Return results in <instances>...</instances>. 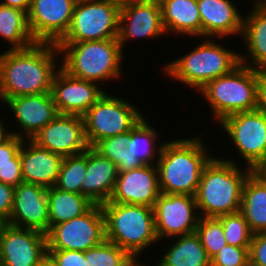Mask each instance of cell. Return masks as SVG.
<instances>
[{"label":"cell","mask_w":266,"mask_h":266,"mask_svg":"<svg viewBox=\"0 0 266 266\" xmlns=\"http://www.w3.org/2000/svg\"><path fill=\"white\" fill-rule=\"evenodd\" d=\"M59 54L57 45L48 42L1 53L0 101L51 92L54 76L61 68L56 59Z\"/></svg>","instance_id":"obj_1"},{"label":"cell","mask_w":266,"mask_h":266,"mask_svg":"<svg viewBox=\"0 0 266 266\" xmlns=\"http://www.w3.org/2000/svg\"><path fill=\"white\" fill-rule=\"evenodd\" d=\"M199 136L165 141L156 164L161 193L195 196L202 172L213 158Z\"/></svg>","instance_id":"obj_2"},{"label":"cell","mask_w":266,"mask_h":266,"mask_svg":"<svg viewBox=\"0 0 266 266\" xmlns=\"http://www.w3.org/2000/svg\"><path fill=\"white\" fill-rule=\"evenodd\" d=\"M226 157H213L200 177L195 200L200 217H219L240 211L243 186L253 172ZM202 214V215H201Z\"/></svg>","instance_id":"obj_3"},{"label":"cell","mask_w":266,"mask_h":266,"mask_svg":"<svg viewBox=\"0 0 266 266\" xmlns=\"http://www.w3.org/2000/svg\"><path fill=\"white\" fill-rule=\"evenodd\" d=\"M56 45L59 57H62L60 66L70 76L100 85L124 77L122 61L125 53L118 39L57 42Z\"/></svg>","instance_id":"obj_4"},{"label":"cell","mask_w":266,"mask_h":266,"mask_svg":"<svg viewBox=\"0 0 266 266\" xmlns=\"http://www.w3.org/2000/svg\"><path fill=\"white\" fill-rule=\"evenodd\" d=\"M213 40L203 38L202 43L186 55L164 64L165 75L199 91L209 81L231 73L241 64L240 53Z\"/></svg>","instance_id":"obj_5"},{"label":"cell","mask_w":266,"mask_h":266,"mask_svg":"<svg viewBox=\"0 0 266 266\" xmlns=\"http://www.w3.org/2000/svg\"><path fill=\"white\" fill-rule=\"evenodd\" d=\"M105 216V239L128 251L136 260L159 239L155 228L154 208L107 201L102 204ZM141 253V254H140Z\"/></svg>","instance_id":"obj_6"},{"label":"cell","mask_w":266,"mask_h":266,"mask_svg":"<svg viewBox=\"0 0 266 266\" xmlns=\"http://www.w3.org/2000/svg\"><path fill=\"white\" fill-rule=\"evenodd\" d=\"M209 103L213 119L257 109L258 69L240 64L231 73L206 83L199 91Z\"/></svg>","instance_id":"obj_7"},{"label":"cell","mask_w":266,"mask_h":266,"mask_svg":"<svg viewBox=\"0 0 266 266\" xmlns=\"http://www.w3.org/2000/svg\"><path fill=\"white\" fill-rule=\"evenodd\" d=\"M141 112L128 99L123 100L105 91L82 116L89 147H93L102 139L132 130L144 117Z\"/></svg>","instance_id":"obj_8"},{"label":"cell","mask_w":266,"mask_h":266,"mask_svg":"<svg viewBox=\"0 0 266 266\" xmlns=\"http://www.w3.org/2000/svg\"><path fill=\"white\" fill-rule=\"evenodd\" d=\"M121 2L86 0L75 4L67 33L58 42L117 39Z\"/></svg>","instance_id":"obj_9"},{"label":"cell","mask_w":266,"mask_h":266,"mask_svg":"<svg viewBox=\"0 0 266 266\" xmlns=\"http://www.w3.org/2000/svg\"><path fill=\"white\" fill-rule=\"evenodd\" d=\"M220 124L245 166L257 171L266 160V115L258 109L238 112L225 117Z\"/></svg>","instance_id":"obj_10"},{"label":"cell","mask_w":266,"mask_h":266,"mask_svg":"<svg viewBox=\"0 0 266 266\" xmlns=\"http://www.w3.org/2000/svg\"><path fill=\"white\" fill-rule=\"evenodd\" d=\"M105 240V216L94 204L83 215L52 226L46 233L47 250L86 251Z\"/></svg>","instance_id":"obj_11"},{"label":"cell","mask_w":266,"mask_h":266,"mask_svg":"<svg viewBox=\"0 0 266 266\" xmlns=\"http://www.w3.org/2000/svg\"><path fill=\"white\" fill-rule=\"evenodd\" d=\"M153 208L159 242L196 232L200 215L195 196L161 193Z\"/></svg>","instance_id":"obj_12"},{"label":"cell","mask_w":266,"mask_h":266,"mask_svg":"<svg viewBox=\"0 0 266 266\" xmlns=\"http://www.w3.org/2000/svg\"><path fill=\"white\" fill-rule=\"evenodd\" d=\"M165 35L159 0H124L119 14L118 42L122 48L133 39H154ZM158 36V37H157ZM124 47V48H123Z\"/></svg>","instance_id":"obj_13"},{"label":"cell","mask_w":266,"mask_h":266,"mask_svg":"<svg viewBox=\"0 0 266 266\" xmlns=\"http://www.w3.org/2000/svg\"><path fill=\"white\" fill-rule=\"evenodd\" d=\"M47 256L46 234L4 223L0 229L1 266H38Z\"/></svg>","instance_id":"obj_14"},{"label":"cell","mask_w":266,"mask_h":266,"mask_svg":"<svg viewBox=\"0 0 266 266\" xmlns=\"http://www.w3.org/2000/svg\"><path fill=\"white\" fill-rule=\"evenodd\" d=\"M31 140L63 158L82 154L89 148L84 120L78 115L58 114Z\"/></svg>","instance_id":"obj_15"},{"label":"cell","mask_w":266,"mask_h":266,"mask_svg":"<svg viewBox=\"0 0 266 266\" xmlns=\"http://www.w3.org/2000/svg\"><path fill=\"white\" fill-rule=\"evenodd\" d=\"M74 7L71 0H31L27 18L35 41L56 44L70 27Z\"/></svg>","instance_id":"obj_16"},{"label":"cell","mask_w":266,"mask_h":266,"mask_svg":"<svg viewBox=\"0 0 266 266\" xmlns=\"http://www.w3.org/2000/svg\"><path fill=\"white\" fill-rule=\"evenodd\" d=\"M103 93L100 84L70 76L62 68L55 74L51 87L59 114L83 116Z\"/></svg>","instance_id":"obj_17"},{"label":"cell","mask_w":266,"mask_h":266,"mask_svg":"<svg viewBox=\"0 0 266 266\" xmlns=\"http://www.w3.org/2000/svg\"><path fill=\"white\" fill-rule=\"evenodd\" d=\"M6 223L46 234L49 230L47 188L24 182L14 187L13 206Z\"/></svg>","instance_id":"obj_18"},{"label":"cell","mask_w":266,"mask_h":266,"mask_svg":"<svg viewBox=\"0 0 266 266\" xmlns=\"http://www.w3.org/2000/svg\"><path fill=\"white\" fill-rule=\"evenodd\" d=\"M5 104L21 128L17 132L11 129L9 133L24 140L32 139L59 114L51 92L10 98Z\"/></svg>","instance_id":"obj_19"},{"label":"cell","mask_w":266,"mask_h":266,"mask_svg":"<svg viewBox=\"0 0 266 266\" xmlns=\"http://www.w3.org/2000/svg\"><path fill=\"white\" fill-rule=\"evenodd\" d=\"M161 194L156 165L118 172L110 202L154 207Z\"/></svg>","instance_id":"obj_20"},{"label":"cell","mask_w":266,"mask_h":266,"mask_svg":"<svg viewBox=\"0 0 266 266\" xmlns=\"http://www.w3.org/2000/svg\"><path fill=\"white\" fill-rule=\"evenodd\" d=\"M232 0H197L202 25V37L221 39L240 37L244 16Z\"/></svg>","instance_id":"obj_21"},{"label":"cell","mask_w":266,"mask_h":266,"mask_svg":"<svg viewBox=\"0 0 266 266\" xmlns=\"http://www.w3.org/2000/svg\"><path fill=\"white\" fill-rule=\"evenodd\" d=\"M21 170L24 183L45 188L55 186L63 157L25 139L20 149Z\"/></svg>","instance_id":"obj_22"},{"label":"cell","mask_w":266,"mask_h":266,"mask_svg":"<svg viewBox=\"0 0 266 266\" xmlns=\"http://www.w3.org/2000/svg\"><path fill=\"white\" fill-rule=\"evenodd\" d=\"M117 177V166L93 147H89L87 149L86 175L82 179L81 194L94 204L102 205L111 198Z\"/></svg>","instance_id":"obj_23"},{"label":"cell","mask_w":266,"mask_h":266,"mask_svg":"<svg viewBox=\"0 0 266 266\" xmlns=\"http://www.w3.org/2000/svg\"><path fill=\"white\" fill-rule=\"evenodd\" d=\"M252 3V10L244 16L241 34L243 43H245L244 47L246 46V52L249 54L245 53V57L239 52L240 63L253 69H266V9L255 2Z\"/></svg>","instance_id":"obj_24"},{"label":"cell","mask_w":266,"mask_h":266,"mask_svg":"<svg viewBox=\"0 0 266 266\" xmlns=\"http://www.w3.org/2000/svg\"><path fill=\"white\" fill-rule=\"evenodd\" d=\"M166 34L202 36L197 0H159Z\"/></svg>","instance_id":"obj_25"},{"label":"cell","mask_w":266,"mask_h":266,"mask_svg":"<svg viewBox=\"0 0 266 266\" xmlns=\"http://www.w3.org/2000/svg\"><path fill=\"white\" fill-rule=\"evenodd\" d=\"M253 234L266 232V179L253 171L243 186L239 211Z\"/></svg>","instance_id":"obj_26"},{"label":"cell","mask_w":266,"mask_h":266,"mask_svg":"<svg viewBox=\"0 0 266 266\" xmlns=\"http://www.w3.org/2000/svg\"><path fill=\"white\" fill-rule=\"evenodd\" d=\"M172 238H175L172 243L176 242L166 247L168 250L156 266H210V259L196 233Z\"/></svg>","instance_id":"obj_27"},{"label":"cell","mask_w":266,"mask_h":266,"mask_svg":"<svg viewBox=\"0 0 266 266\" xmlns=\"http://www.w3.org/2000/svg\"><path fill=\"white\" fill-rule=\"evenodd\" d=\"M49 229L86 213L94 203L86 196L63 191L55 186L47 188Z\"/></svg>","instance_id":"obj_28"},{"label":"cell","mask_w":266,"mask_h":266,"mask_svg":"<svg viewBox=\"0 0 266 266\" xmlns=\"http://www.w3.org/2000/svg\"><path fill=\"white\" fill-rule=\"evenodd\" d=\"M0 36L10 44L9 50L25 49L36 43L29 29L27 13L1 3Z\"/></svg>","instance_id":"obj_29"},{"label":"cell","mask_w":266,"mask_h":266,"mask_svg":"<svg viewBox=\"0 0 266 266\" xmlns=\"http://www.w3.org/2000/svg\"><path fill=\"white\" fill-rule=\"evenodd\" d=\"M148 122L144 116L131 130V141L127 148L144 165H156L165 141L157 143L160 135Z\"/></svg>","instance_id":"obj_30"},{"label":"cell","mask_w":266,"mask_h":266,"mask_svg":"<svg viewBox=\"0 0 266 266\" xmlns=\"http://www.w3.org/2000/svg\"><path fill=\"white\" fill-rule=\"evenodd\" d=\"M130 141L131 130L123 134L102 139L93 148L113 162L117 166L118 172H125L140 168L144 165L128 151L127 144Z\"/></svg>","instance_id":"obj_31"},{"label":"cell","mask_w":266,"mask_h":266,"mask_svg":"<svg viewBox=\"0 0 266 266\" xmlns=\"http://www.w3.org/2000/svg\"><path fill=\"white\" fill-rule=\"evenodd\" d=\"M84 256L87 266H135L139 262L128 251L106 239L84 251Z\"/></svg>","instance_id":"obj_32"},{"label":"cell","mask_w":266,"mask_h":266,"mask_svg":"<svg viewBox=\"0 0 266 266\" xmlns=\"http://www.w3.org/2000/svg\"><path fill=\"white\" fill-rule=\"evenodd\" d=\"M87 150L79 155L64 157L55 187L81 194L82 179L86 175Z\"/></svg>","instance_id":"obj_33"},{"label":"cell","mask_w":266,"mask_h":266,"mask_svg":"<svg viewBox=\"0 0 266 266\" xmlns=\"http://www.w3.org/2000/svg\"><path fill=\"white\" fill-rule=\"evenodd\" d=\"M211 260L227 244L221 220L217 217H200L195 232Z\"/></svg>","instance_id":"obj_34"},{"label":"cell","mask_w":266,"mask_h":266,"mask_svg":"<svg viewBox=\"0 0 266 266\" xmlns=\"http://www.w3.org/2000/svg\"><path fill=\"white\" fill-rule=\"evenodd\" d=\"M218 218L221 220L223 234L228 245L250 248L253 233L240 212L222 215Z\"/></svg>","instance_id":"obj_35"},{"label":"cell","mask_w":266,"mask_h":266,"mask_svg":"<svg viewBox=\"0 0 266 266\" xmlns=\"http://www.w3.org/2000/svg\"><path fill=\"white\" fill-rule=\"evenodd\" d=\"M249 262V248L226 245L210 260V266H244Z\"/></svg>","instance_id":"obj_36"},{"label":"cell","mask_w":266,"mask_h":266,"mask_svg":"<svg viewBox=\"0 0 266 266\" xmlns=\"http://www.w3.org/2000/svg\"><path fill=\"white\" fill-rule=\"evenodd\" d=\"M47 255L57 266H87L83 251L47 250Z\"/></svg>","instance_id":"obj_37"},{"label":"cell","mask_w":266,"mask_h":266,"mask_svg":"<svg viewBox=\"0 0 266 266\" xmlns=\"http://www.w3.org/2000/svg\"><path fill=\"white\" fill-rule=\"evenodd\" d=\"M0 182L13 187L23 183L20 152L12 159V163L0 164Z\"/></svg>","instance_id":"obj_38"},{"label":"cell","mask_w":266,"mask_h":266,"mask_svg":"<svg viewBox=\"0 0 266 266\" xmlns=\"http://www.w3.org/2000/svg\"><path fill=\"white\" fill-rule=\"evenodd\" d=\"M249 262L251 266H266V232L253 234Z\"/></svg>","instance_id":"obj_39"},{"label":"cell","mask_w":266,"mask_h":266,"mask_svg":"<svg viewBox=\"0 0 266 266\" xmlns=\"http://www.w3.org/2000/svg\"><path fill=\"white\" fill-rule=\"evenodd\" d=\"M24 139L9 134L0 142V164L12 163V159L19 153Z\"/></svg>","instance_id":"obj_40"},{"label":"cell","mask_w":266,"mask_h":266,"mask_svg":"<svg viewBox=\"0 0 266 266\" xmlns=\"http://www.w3.org/2000/svg\"><path fill=\"white\" fill-rule=\"evenodd\" d=\"M14 187L0 182V220L6 223L13 206Z\"/></svg>","instance_id":"obj_41"},{"label":"cell","mask_w":266,"mask_h":266,"mask_svg":"<svg viewBox=\"0 0 266 266\" xmlns=\"http://www.w3.org/2000/svg\"><path fill=\"white\" fill-rule=\"evenodd\" d=\"M257 109L266 115V69H258V106Z\"/></svg>","instance_id":"obj_42"},{"label":"cell","mask_w":266,"mask_h":266,"mask_svg":"<svg viewBox=\"0 0 266 266\" xmlns=\"http://www.w3.org/2000/svg\"><path fill=\"white\" fill-rule=\"evenodd\" d=\"M0 3L9 7L20 9L28 13L31 5V0H2Z\"/></svg>","instance_id":"obj_43"},{"label":"cell","mask_w":266,"mask_h":266,"mask_svg":"<svg viewBox=\"0 0 266 266\" xmlns=\"http://www.w3.org/2000/svg\"><path fill=\"white\" fill-rule=\"evenodd\" d=\"M3 123H4L3 120L0 118V142L10 134L7 129L8 126H4L5 124Z\"/></svg>","instance_id":"obj_44"},{"label":"cell","mask_w":266,"mask_h":266,"mask_svg":"<svg viewBox=\"0 0 266 266\" xmlns=\"http://www.w3.org/2000/svg\"><path fill=\"white\" fill-rule=\"evenodd\" d=\"M38 266H57L53 260L47 255Z\"/></svg>","instance_id":"obj_45"},{"label":"cell","mask_w":266,"mask_h":266,"mask_svg":"<svg viewBox=\"0 0 266 266\" xmlns=\"http://www.w3.org/2000/svg\"><path fill=\"white\" fill-rule=\"evenodd\" d=\"M257 172L266 179V160L265 162L257 169Z\"/></svg>","instance_id":"obj_46"},{"label":"cell","mask_w":266,"mask_h":266,"mask_svg":"<svg viewBox=\"0 0 266 266\" xmlns=\"http://www.w3.org/2000/svg\"><path fill=\"white\" fill-rule=\"evenodd\" d=\"M255 3H257L260 7L266 9V0H255Z\"/></svg>","instance_id":"obj_47"},{"label":"cell","mask_w":266,"mask_h":266,"mask_svg":"<svg viewBox=\"0 0 266 266\" xmlns=\"http://www.w3.org/2000/svg\"><path fill=\"white\" fill-rule=\"evenodd\" d=\"M74 4H79L81 2H84L86 0H71Z\"/></svg>","instance_id":"obj_48"},{"label":"cell","mask_w":266,"mask_h":266,"mask_svg":"<svg viewBox=\"0 0 266 266\" xmlns=\"http://www.w3.org/2000/svg\"><path fill=\"white\" fill-rule=\"evenodd\" d=\"M135 266H145V263L138 262Z\"/></svg>","instance_id":"obj_49"},{"label":"cell","mask_w":266,"mask_h":266,"mask_svg":"<svg viewBox=\"0 0 266 266\" xmlns=\"http://www.w3.org/2000/svg\"><path fill=\"white\" fill-rule=\"evenodd\" d=\"M3 224H4V222H2V221L0 220V229H1V227H2Z\"/></svg>","instance_id":"obj_50"},{"label":"cell","mask_w":266,"mask_h":266,"mask_svg":"<svg viewBox=\"0 0 266 266\" xmlns=\"http://www.w3.org/2000/svg\"><path fill=\"white\" fill-rule=\"evenodd\" d=\"M244 266H251V264H250V262H248L246 265H244Z\"/></svg>","instance_id":"obj_51"}]
</instances>
